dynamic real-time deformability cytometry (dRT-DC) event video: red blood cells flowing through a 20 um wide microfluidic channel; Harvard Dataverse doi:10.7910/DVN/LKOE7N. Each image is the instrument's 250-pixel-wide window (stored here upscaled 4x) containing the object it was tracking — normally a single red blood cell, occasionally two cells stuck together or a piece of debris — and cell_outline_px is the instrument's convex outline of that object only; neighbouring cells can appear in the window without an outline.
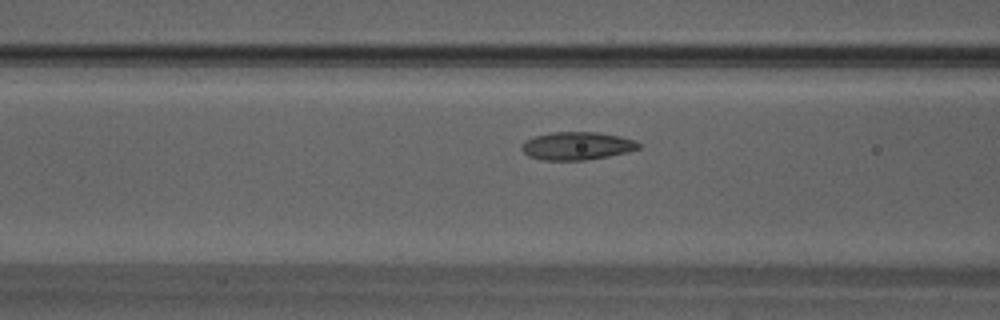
{"species": "Egyptian fruit bat (a non-hibernating species)", "species_latin": "Rousettus aegyptiacus", "temperature_condition": "warm", "stored_images_in_passage": 43, "camera_frame_rate_fps": 3000, "um_per_image_px": 0.085, "animal": {"sex": "male"}, "frame": {"image": 1, "passage_image": 13, "time_ms": 4.0, "image_size_px": [1000, 320], "cell_outline_px": [[640, 148], [628, 152], [608, 156], [584, 160], [544, 160], [528, 156], [520, 148], [520, 144], [524, 140], [532, 136], [552, 132], [596, 132], [620, 136], [636, 140], [640, 144]], "centroid_in_image_um": [49.01, 12.39], "position_along_channel_um": 117.6, "area_um2": 19.25}, "authors_computed_cell_mechanics": {"area_um2": 18.496, "velocity_mm_per_s": 4.1928, "shape_relaxation_time_tau1_ms": 6.1052, "shape_relaxation_time_tau2_ms": 1.0148, "deformation_change_tau1": 0.1582, "deformation_change_tau2": 0.0661}}